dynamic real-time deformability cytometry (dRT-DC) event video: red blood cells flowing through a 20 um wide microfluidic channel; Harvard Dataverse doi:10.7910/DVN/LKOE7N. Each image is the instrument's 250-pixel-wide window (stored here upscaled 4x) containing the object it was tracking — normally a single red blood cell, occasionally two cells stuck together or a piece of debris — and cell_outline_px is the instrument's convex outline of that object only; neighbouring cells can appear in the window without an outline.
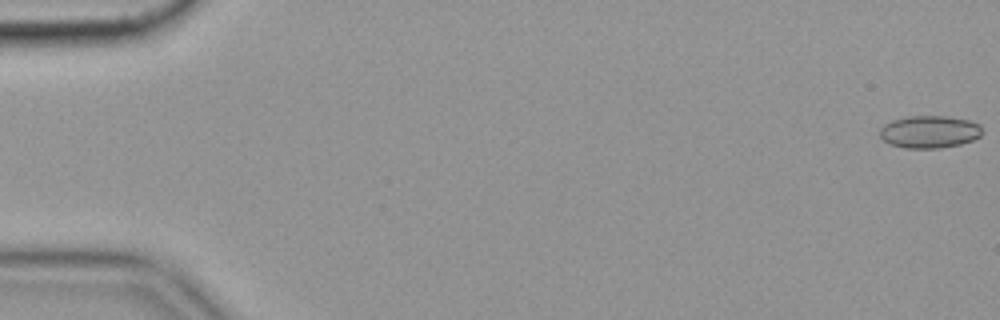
{"species": "common noctule bat (a hibernating species)", "species_latin": "Nyctalus noctula", "temperature_condition": "cold", "stored_images_in_passage": 56, "camera_frame_rate_fps": 3000, "um_per_image_px": 0.085, "animal": {"sex": "female", "body_mass_g": 19.9}, "frame": {"image": 1, "passage_image": 1, "time_ms": 0.0, "image_size_px": [1000, 320], "cell_outline_px": [[980, 136], [972, 140], [960, 144], [940, 148], [904, 148], [888, 144], [880, 136], [880, 128], [884, 124], [892, 120], [908, 116], [944, 116], [968, 120], [980, 124]], "centroid_in_image_um": [78.96, 11.21], "position_along_channel_um": 6.0, "area_um2": 19.31}}
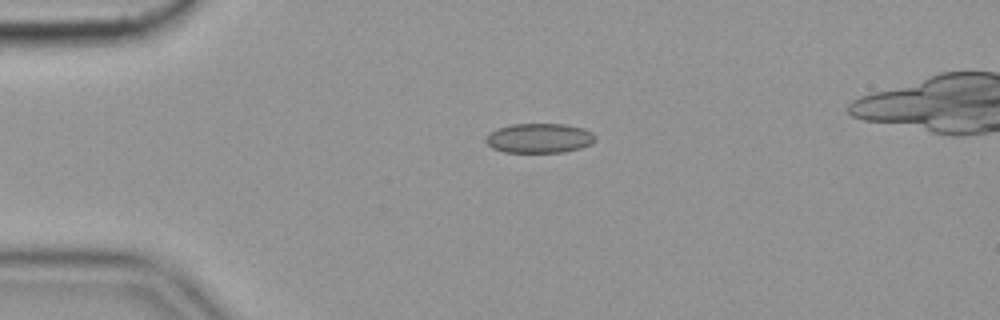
{"frame": {"image": 2, "passage_image": 14, "time_ms": 4.333, "image_size_px": [1000, 320], "cell_outline_px": [[596, 140], [592, 144], [580, 148], [564, 152], [504, 152], [492, 148], [484, 140], [492, 132], [500, 128], [512, 124], [564, 124], [584, 128], [592, 132], [596, 136]], "centroid_in_image_um": [45.89, 11.75], "position_along_channel_um": 39.1, "area_um2": 18.84}}
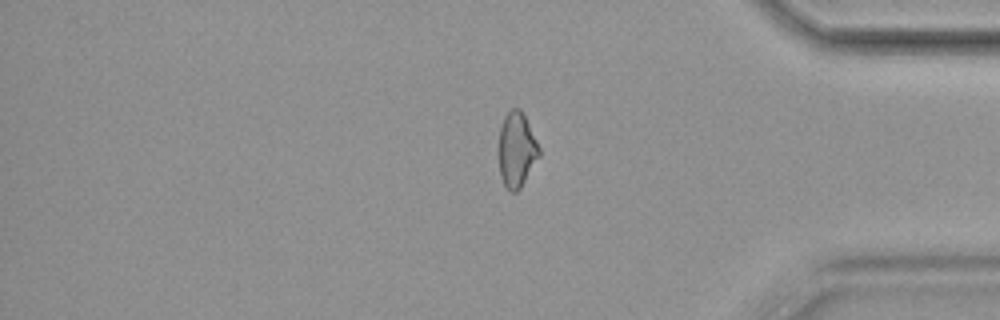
{"frame": {"image": 3, "passage_image": 48, "time_ms": 15.667, "image_size_px": [1000, 320], "cell_outline_px": [[540, 156], [520, 188], [516, 192], [512, 192], [504, 184], [500, 176], [496, 152], [500, 128], [504, 116], [512, 108], [520, 108], [540, 148]], "centroid_in_image_um": [43.87, 12.74], "position_along_channel_um": 391.3, "area_um2": 17.92}}